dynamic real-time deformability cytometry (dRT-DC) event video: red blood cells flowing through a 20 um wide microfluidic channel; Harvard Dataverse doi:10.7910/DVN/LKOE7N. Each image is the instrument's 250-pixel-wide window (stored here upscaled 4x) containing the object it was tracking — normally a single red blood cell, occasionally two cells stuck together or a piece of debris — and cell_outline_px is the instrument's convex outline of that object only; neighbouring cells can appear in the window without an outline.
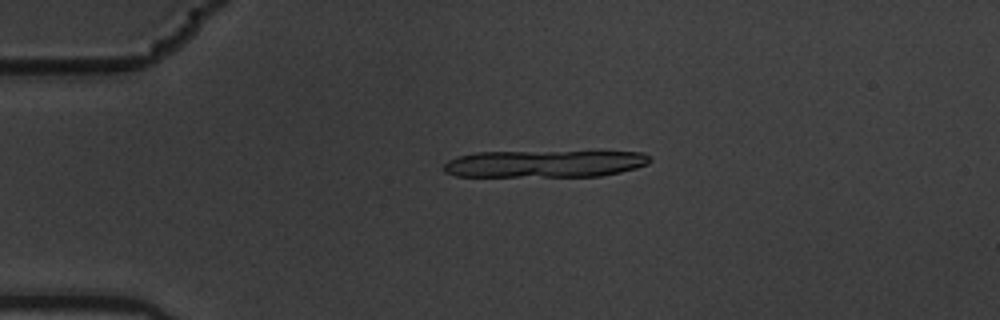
{"species": "common noctule bat (a hibernating species)", "species_latin": "Nyctalus noctula", "temperature_condition": "warm", "stored_images_in_passage": 3, "camera_frame_rate_fps": 3000, "um_per_image_px": 0.085, "animal": {"sex": "male", "body_mass_g": 19.5, "forearm_length_mm": 54.6}, "frame": {"image": 1, "passage_image": 2, "time_ms": 0.333, "image_size_px": [1000, 320], "cell_outline_px": [[652, 160], [648, 164], [636, 168], [620, 172], [600, 176], [456, 176], [444, 172], [444, 164], [448, 160], [456, 156], [476, 152], [644, 152]], "centroid_in_image_um": [46.27, 13.92], "position_along_channel_um": 38.7, "area_um2": 32.48}}